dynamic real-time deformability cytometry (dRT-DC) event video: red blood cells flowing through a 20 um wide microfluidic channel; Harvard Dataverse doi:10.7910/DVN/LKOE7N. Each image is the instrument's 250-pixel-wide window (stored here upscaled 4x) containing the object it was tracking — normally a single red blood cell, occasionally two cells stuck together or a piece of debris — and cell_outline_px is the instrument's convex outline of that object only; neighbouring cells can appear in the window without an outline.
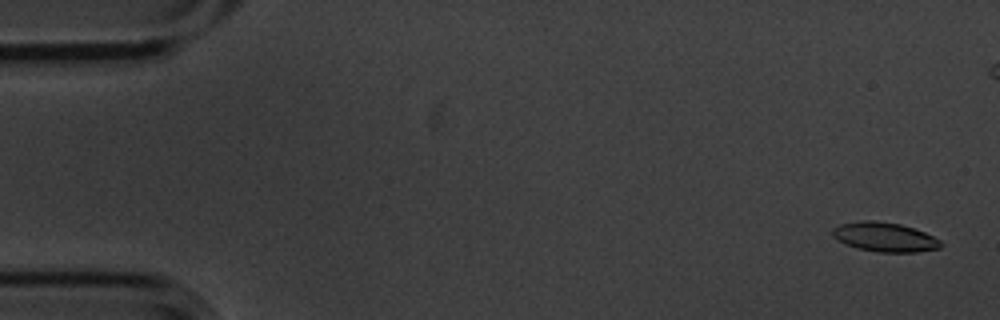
{"species": "common noctule bat (a hibernating species)", "species_latin": "Nyctalus noctula", "temperature_condition": "cold", "stored_images_in_passage": 6, "camera_frame_rate_fps": 3000, "um_per_image_px": 0.085, "animal": {"sex": "male", "body_mass_g": 20.1, "forearm_length_mm": 53.5}, "frame": {"image": 1, "passage_image": 1, "time_ms": 0.0, "image_size_px": [1000, 320], "cell_outline_px": [[944, 244], [940, 248], [916, 252], [876, 252], [856, 248], [844, 244], [832, 236], [832, 228], [840, 224], [864, 220], [872, 220], [900, 224], [924, 232], [940, 240]], "centroid_in_image_um": [75.17, 20.16], "position_along_channel_um": 9.8, "area_um2": 18.55}}